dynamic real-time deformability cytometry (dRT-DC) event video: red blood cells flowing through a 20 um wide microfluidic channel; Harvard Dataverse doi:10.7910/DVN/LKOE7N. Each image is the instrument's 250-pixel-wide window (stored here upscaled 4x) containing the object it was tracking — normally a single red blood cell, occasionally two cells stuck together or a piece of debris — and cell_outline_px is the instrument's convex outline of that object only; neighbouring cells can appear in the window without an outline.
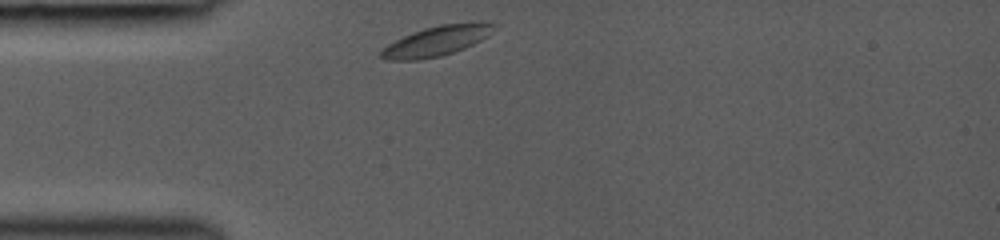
{"species": "common noctule bat (a hibernating species)", "species_latin": "Nyctalus noctula", "temperature_condition": "room temperature", "stored_images_in_passage": 22, "camera_frame_rate_fps": 3000, "um_per_image_px": 0.085, "animal": {"sex": "female", "body_mass_g": 19.0, "forearm_length_mm": 53.3}, "frame": {"image": 1, "passage_image": 1, "time_ms": 0.0, "image_size_px": [1000, 240], "cell_outline_px": [[500, 24], [488, 36], [464, 48], [440, 56], [420, 60], [384, 60], [380, 56], [380, 52], [388, 44], [412, 32], [424, 28], [440, 24], [480, 20]], "centroid_in_image_um": [37.19, 3.44], "position_along_channel_um": 47.8, "area_um2": 20.06}}
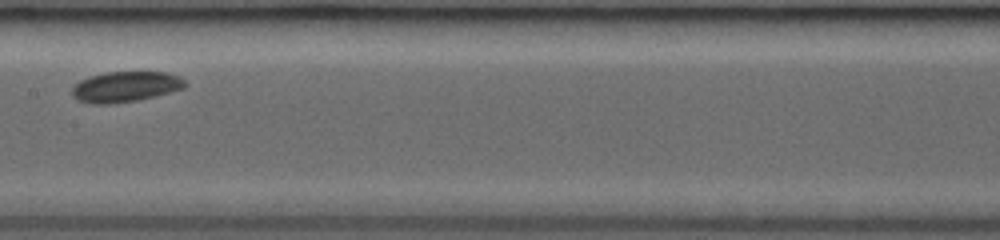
{"frame": {"image": 2, "passage_image": 13, "time_ms": 4.0, "image_size_px": [1000, 240], "cell_outline_px": [[188, 84], [184, 88], [136, 100], [112, 104], [92, 104], [76, 100], [72, 96], [72, 88], [80, 80], [104, 72], [168, 72], [180, 76]], "centroid_in_image_um": [10.65, 7.37], "position_along_channel_um": 196.8, "area_um2": 20.06}}
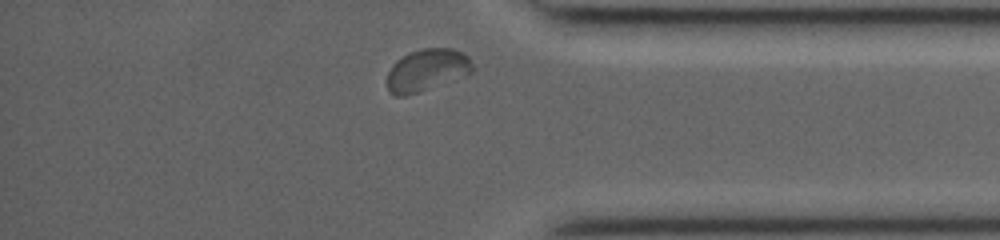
{"frame": {"image": 3, "passage_image": 22, "time_ms": 9.0, "image_size_px": [1000, 240], "cell_outline_px": [[472, 72], [464, 76], [420, 92], [404, 96], [396, 96], [388, 92], [388, 72], [392, 64], [396, 60], [408, 52], [424, 48], [452, 48], [468, 56], [472, 64]], "centroid_in_image_um": [36.26, 5.96], "position_along_channel_um": 398.9, "area_um2": 20.98}}